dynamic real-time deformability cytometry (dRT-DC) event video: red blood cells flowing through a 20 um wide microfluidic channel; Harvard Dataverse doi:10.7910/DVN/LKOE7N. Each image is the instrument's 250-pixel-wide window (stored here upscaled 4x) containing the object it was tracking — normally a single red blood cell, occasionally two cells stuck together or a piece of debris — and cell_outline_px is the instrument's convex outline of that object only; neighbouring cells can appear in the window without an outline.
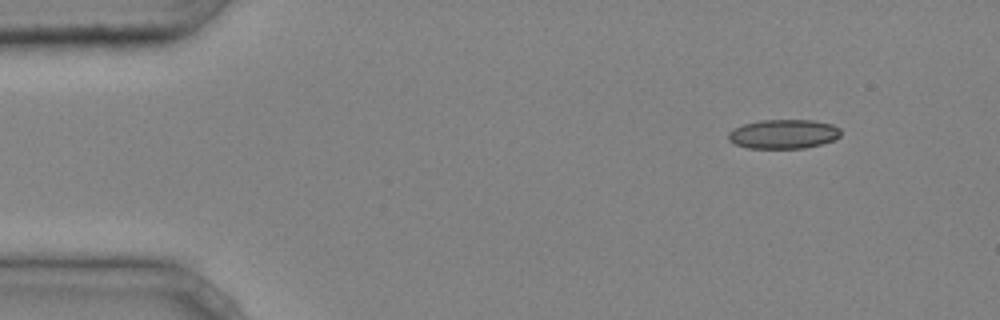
{"species": "common noctule bat (a hibernating species)", "species_latin": "Nyctalus noctula", "temperature_condition": "cold", "stored_images_in_passage": 39, "camera_frame_rate_fps": 3000, "um_per_image_px": 0.085, "animal": {"sex": "male", "body_mass_g": 20.4}, "frame": {"image": 1, "passage_image": 1, "time_ms": 0.0, "image_size_px": [1000, 320], "cell_outline_px": [[840, 136], [832, 140], [820, 144], [804, 148], [748, 148], [736, 144], [728, 140], [728, 132], [744, 124], [760, 120], [812, 120], [832, 124], [840, 128]], "centroid_in_image_um": [66.59, 11.39], "position_along_channel_um": 18.4, "area_um2": 19.02}}
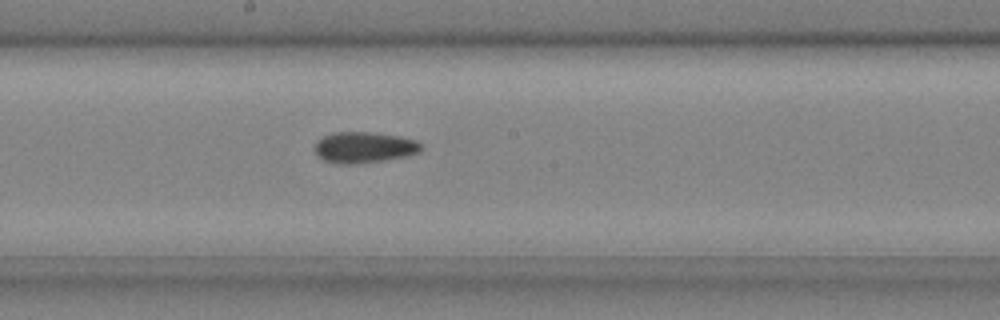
{"frame": {"image": 2, "passage_image": 21, "time_ms": 6.667, "image_size_px": [1000, 320], "cell_outline_px": [[424, 148], [420, 152], [404, 156], [384, 160], [356, 164], [336, 164], [324, 160], [316, 156], [316, 140], [324, 136], [336, 132], [372, 132], [400, 136], [416, 140], [424, 144]], "centroid_in_image_um": [30.97, 12.53], "position_along_channel_um": 217.2, "area_um2": 19.42}}
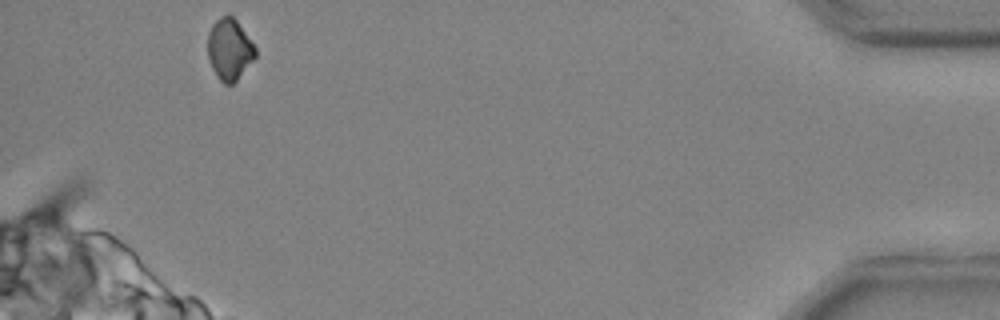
{"frame": {"image": 3, "passage_image": 39, "time_ms": 12.667, "image_size_px": [1000, 320], "cell_outline_px": [[256, 56], [236, 80], [232, 84], [224, 84], [216, 76], [208, 60], [208, 32], [212, 24], [220, 16], [228, 12], [236, 20], [256, 48]], "centroid_in_image_um": [19.48, 4.17], "position_along_channel_um": 415.7, "area_um2": 16.99}, "authors_computed_cell_mechanics": {"area_um2": 19.074, "velocity_mm_per_s": 4.264, "shape_relaxation_time_tau1_ms": 3.6986, "shape_relaxation_time_tau2_ms": 10.4069, "deformation_change_tau1": 0.0812, "deformation_change_tau2": 0.177}}